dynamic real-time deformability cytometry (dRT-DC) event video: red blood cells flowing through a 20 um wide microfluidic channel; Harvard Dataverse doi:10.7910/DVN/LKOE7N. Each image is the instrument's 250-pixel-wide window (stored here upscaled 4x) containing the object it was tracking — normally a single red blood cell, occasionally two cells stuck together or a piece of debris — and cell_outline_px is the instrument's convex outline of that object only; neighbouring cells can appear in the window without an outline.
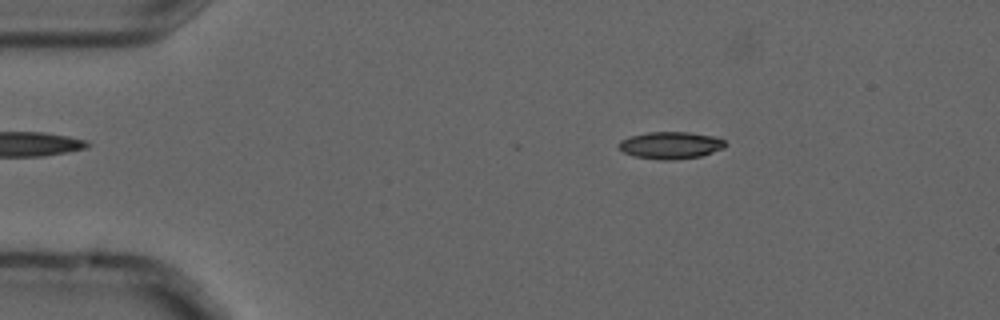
{"species": "common noctule bat (a hibernating species)", "species_latin": "Nyctalus noctula", "temperature_condition": "cold", "stored_images_in_passage": 3, "camera_frame_rate_fps": 3000, "um_per_image_px": 0.085, "animal": {"sex": "male", "forearm_length_mm": 52.5}, "frame": {"image": 1, "passage_image": 1, "time_ms": 0.0, "image_size_px": [1000, 320], "cell_outline_px": [[724, 148], [700, 156], [672, 160], [656, 160], [632, 156], [624, 152], [616, 144], [620, 140], [632, 136], [648, 132], [688, 132], [712, 136], [724, 140]], "centroid_in_image_um": [56.95, 12.35], "position_along_channel_um": 28.1, "area_um2": 16.76}}